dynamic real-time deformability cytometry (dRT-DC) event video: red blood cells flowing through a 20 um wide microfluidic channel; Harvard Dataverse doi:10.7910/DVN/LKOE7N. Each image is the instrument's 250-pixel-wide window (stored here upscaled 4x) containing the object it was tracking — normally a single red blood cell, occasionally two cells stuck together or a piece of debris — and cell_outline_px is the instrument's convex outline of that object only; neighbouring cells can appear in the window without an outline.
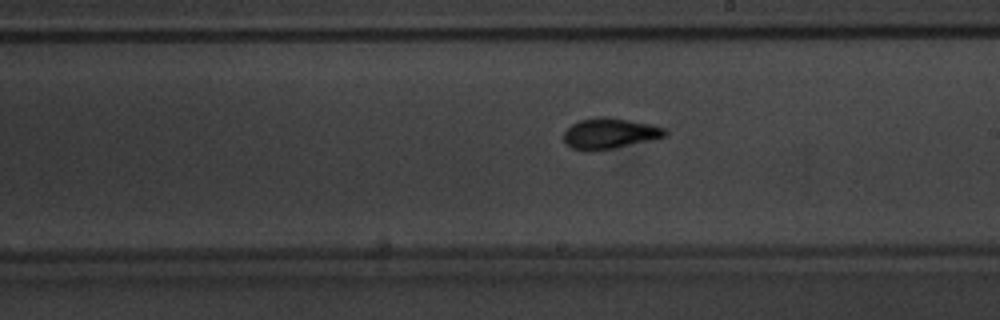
{"species": "common noctule bat (a hibernating species)", "species_latin": "Nyctalus noctula", "temperature_condition": "warm", "stored_images_in_passage": 34, "camera_frame_rate_fps": 3000, "um_per_image_px": 0.085, "animal": {"sex": "male", "body_mass_g": 20.1, "forearm_length_mm": 53.5}, "frame": {"image": 1, "passage_image": 18, "time_ms": 5.667, "image_size_px": [1000, 320], "cell_outline_px": [[668, 136], [612, 148], [572, 148], [564, 144], [564, 132], [572, 124], [580, 120], [596, 116], [608, 116], [652, 124], [668, 128]], "centroid_in_image_um": [51.89, 11.28], "position_along_channel_um": 237.1, "area_um2": 17.8}}
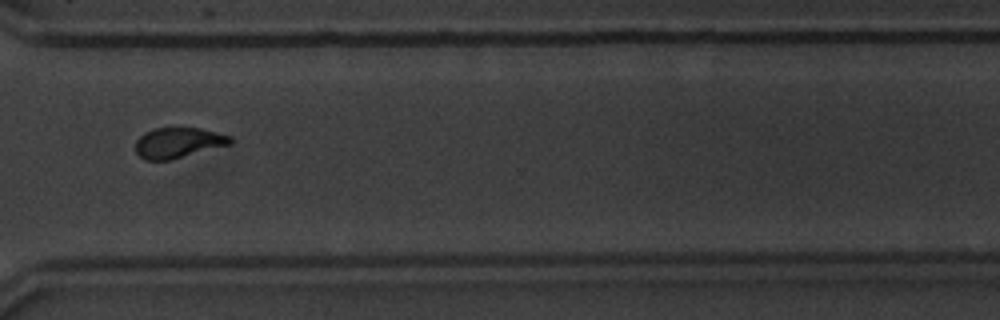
{"frame": {"image": 2, "passage_image": 27, "time_ms": 8.667, "image_size_px": [1000, 320], "cell_outline_px": [[232, 144], [168, 160], [144, 160], [136, 152], [136, 140], [144, 132], [156, 128], [200, 128], [232, 136]], "centroid_in_image_um": [15.15, 12.13], "position_along_channel_um": 355.4, "area_um2": 16.7}}
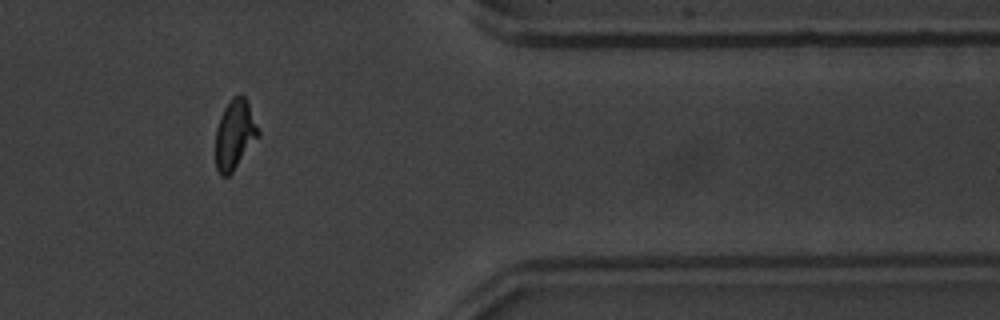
{"frame": {"image": 3, "passage_image": 31, "time_ms": 10.0, "image_size_px": [1000, 320], "cell_outline_px": [[260, 136], [232, 172], [228, 176], [220, 176], [216, 168], [216, 128], [220, 116], [228, 100], [232, 96], [240, 92], [248, 100], [260, 132]], "centroid_in_image_um": [19.97, 11.39], "position_along_channel_um": 391.4, "area_um2": 17.69}}